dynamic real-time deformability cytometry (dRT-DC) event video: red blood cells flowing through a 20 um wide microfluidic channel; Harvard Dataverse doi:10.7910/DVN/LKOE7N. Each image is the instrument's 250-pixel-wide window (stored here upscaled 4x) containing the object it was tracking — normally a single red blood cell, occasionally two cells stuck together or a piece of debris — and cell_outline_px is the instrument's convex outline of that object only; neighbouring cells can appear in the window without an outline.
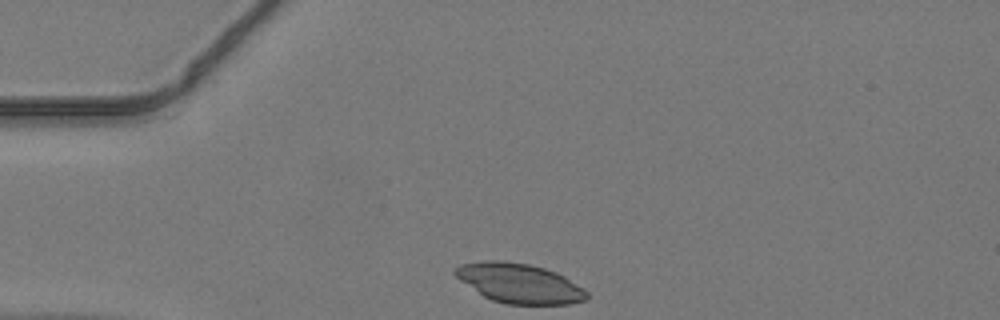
{"species": "common noctule bat (a hibernating species)", "species_latin": "Nyctalus noctula", "temperature_condition": "warm", "stored_images_in_passage": 37, "camera_frame_rate_fps": 3000, "um_per_image_px": 0.085, "animal": {"sex": "male", "body_mass_g": 19.2, "forearm_length_mm": 51.8}, "frame": {"image": 1, "passage_image": 1, "time_ms": 0.0, "image_size_px": [1000, 320], "cell_outline_px": [[588, 296], [584, 300], [568, 304], [504, 304], [492, 300], [484, 296], [460, 280], [452, 272], [452, 268], [460, 264], [484, 260], [504, 260], [528, 264], [544, 268], [556, 272], [564, 276], [584, 288], [588, 292]], "centroid_in_image_um": [44.12, 24.06], "position_along_channel_um": 40.9, "area_um2": 30.46}}